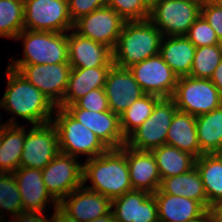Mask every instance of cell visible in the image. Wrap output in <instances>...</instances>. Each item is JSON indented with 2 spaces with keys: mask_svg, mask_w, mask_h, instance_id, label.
<instances>
[{
  "mask_svg": "<svg viewBox=\"0 0 222 222\" xmlns=\"http://www.w3.org/2000/svg\"><path fill=\"white\" fill-rule=\"evenodd\" d=\"M222 59V44L197 47L190 77L210 79Z\"/></svg>",
  "mask_w": 222,
  "mask_h": 222,
  "instance_id": "33",
  "label": "cell"
},
{
  "mask_svg": "<svg viewBox=\"0 0 222 222\" xmlns=\"http://www.w3.org/2000/svg\"><path fill=\"white\" fill-rule=\"evenodd\" d=\"M145 94L171 98L178 76L163 60L160 54L149 57L128 68Z\"/></svg>",
  "mask_w": 222,
  "mask_h": 222,
  "instance_id": "13",
  "label": "cell"
},
{
  "mask_svg": "<svg viewBox=\"0 0 222 222\" xmlns=\"http://www.w3.org/2000/svg\"><path fill=\"white\" fill-rule=\"evenodd\" d=\"M142 1L149 9H151L158 2V0H142Z\"/></svg>",
  "mask_w": 222,
  "mask_h": 222,
  "instance_id": "45",
  "label": "cell"
},
{
  "mask_svg": "<svg viewBox=\"0 0 222 222\" xmlns=\"http://www.w3.org/2000/svg\"><path fill=\"white\" fill-rule=\"evenodd\" d=\"M114 221V217H113V213L112 211L108 214H106L105 216L96 218L94 220H91L89 222H113Z\"/></svg>",
  "mask_w": 222,
  "mask_h": 222,
  "instance_id": "44",
  "label": "cell"
},
{
  "mask_svg": "<svg viewBox=\"0 0 222 222\" xmlns=\"http://www.w3.org/2000/svg\"><path fill=\"white\" fill-rule=\"evenodd\" d=\"M2 144V124L0 125V147Z\"/></svg>",
  "mask_w": 222,
  "mask_h": 222,
  "instance_id": "49",
  "label": "cell"
},
{
  "mask_svg": "<svg viewBox=\"0 0 222 222\" xmlns=\"http://www.w3.org/2000/svg\"><path fill=\"white\" fill-rule=\"evenodd\" d=\"M162 179L186 173L195 167L196 157L167 144L151 150Z\"/></svg>",
  "mask_w": 222,
  "mask_h": 222,
  "instance_id": "29",
  "label": "cell"
},
{
  "mask_svg": "<svg viewBox=\"0 0 222 222\" xmlns=\"http://www.w3.org/2000/svg\"><path fill=\"white\" fill-rule=\"evenodd\" d=\"M8 66L38 88L56 107L62 103L71 71L69 63Z\"/></svg>",
  "mask_w": 222,
  "mask_h": 222,
  "instance_id": "10",
  "label": "cell"
},
{
  "mask_svg": "<svg viewBox=\"0 0 222 222\" xmlns=\"http://www.w3.org/2000/svg\"><path fill=\"white\" fill-rule=\"evenodd\" d=\"M58 206L78 222H89L110 213L112 200L83 184L63 198Z\"/></svg>",
  "mask_w": 222,
  "mask_h": 222,
  "instance_id": "16",
  "label": "cell"
},
{
  "mask_svg": "<svg viewBox=\"0 0 222 222\" xmlns=\"http://www.w3.org/2000/svg\"><path fill=\"white\" fill-rule=\"evenodd\" d=\"M155 193L183 196L200 202L207 210L209 208L202 178L196 167L186 173L162 179Z\"/></svg>",
  "mask_w": 222,
  "mask_h": 222,
  "instance_id": "27",
  "label": "cell"
},
{
  "mask_svg": "<svg viewBox=\"0 0 222 222\" xmlns=\"http://www.w3.org/2000/svg\"><path fill=\"white\" fill-rule=\"evenodd\" d=\"M197 222H211V221H210V219L207 215L205 218H203V219H201L200 221H197Z\"/></svg>",
  "mask_w": 222,
  "mask_h": 222,
  "instance_id": "48",
  "label": "cell"
},
{
  "mask_svg": "<svg viewBox=\"0 0 222 222\" xmlns=\"http://www.w3.org/2000/svg\"><path fill=\"white\" fill-rule=\"evenodd\" d=\"M186 37L197 47L222 44L207 20L200 15L190 27Z\"/></svg>",
  "mask_w": 222,
  "mask_h": 222,
  "instance_id": "36",
  "label": "cell"
},
{
  "mask_svg": "<svg viewBox=\"0 0 222 222\" xmlns=\"http://www.w3.org/2000/svg\"><path fill=\"white\" fill-rule=\"evenodd\" d=\"M207 215L211 222H222V199L209 205Z\"/></svg>",
  "mask_w": 222,
  "mask_h": 222,
  "instance_id": "41",
  "label": "cell"
},
{
  "mask_svg": "<svg viewBox=\"0 0 222 222\" xmlns=\"http://www.w3.org/2000/svg\"><path fill=\"white\" fill-rule=\"evenodd\" d=\"M110 68H71L63 101L58 107L66 108L74 104L89 91L104 88Z\"/></svg>",
  "mask_w": 222,
  "mask_h": 222,
  "instance_id": "23",
  "label": "cell"
},
{
  "mask_svg": "<svg viewBox=\"0 0 222 222\" xmlns=\"http://www.w3.org/2000/svg\"><path fill=\"white\" fill-rule=\"evenodd\" d=\"M127 165L133 190L154 194L160 188L161 177L151 151H138L127 146Z\"/></svg>",
  "mask_w": 222,
  "mask_h": 222,
  "instance_id": "22",
  "label": "cell"
},
{
  "mask_svg": "<svg viewBox=\"0 0 222 222\" xmlns=\"http://www.w3.org/2000/svg\"><path fill=\"white\" fill-rule=\"evenodd\" d=\"M59 152L58 132L55 125L52 122L33 125L25 134L19 167L42 170Z\"/></svg>",
  "mask_w": 222,
  "mask_h": 222,
  "instance_id": "12",
  "label": "cell"
},
{
  "mask_svg": "<svg viewBox=\"0 0 222 222\" xmlns=\"http://www.w3.org/2000/svg\"><path fill=\"white\" fill-rule=\"evenodd\" d=\"M104 6L106 0H68L69 14L73 23Z\"/></svg>",
  "mask_w": 222,
  "mask_h": 222,
  "instance_id": "38",
  "label": "cell"
},
{
  "mask_svg": "<svg viewBox=\"0 0 222 222\" xmlns=\"http://www.w3.org/2000/svg\"><path fill=\"white\" fill-rule=\"evenodd\" d=\"M73 28L68 0H24V29L66 33Z\"/></svg>",
  "mask_w": 222,
  "mask_h": 222,
  "instance_id": "9",
  "label": "cell"
},
{
  "mask_svg": "<svg viewBox=\"0 0 222 222\" xmlns=\"http://www.w3.org/2000/svg\"><path fill=\"white\" fill-rule=\"evenodd\" d=\"M197 139L202 154L222 153V105L196 117Z\"/></svg>",
  "mask_w": 222,
  "mask_h": 222,
  "instance_id": "28",
  "label": "cell"
},
{
  "mask_svg": "<svg viewBox=\"0 0 222 222\" xmlns=\"http://www.w3.org/2000/svg\"><path fill=\"white\" fill-rule=\"evenodd\" d=\"M106 5L126 21L146 20L150 16V9L142 0H106Z\"/></svg>",
  "mask_w": 222,
  "mask_h": 222,
  "instance_id": "35",
  "label": "cell"
},
{
  "mask_svg": "<svg viewBox=\"0 0 222 222\" xmlns=\"http://www.w3.org/2000/svg\"><path fill=\"white\" fill-rule=\"evenodd\" d=\"M71 31L67 33L71 68L111 67L114 64L111 48L81 36L74 29Z\"/></svg>",
  "mask_w": 222,
  "mask_h": 222,
  "instance_id": "18",
  "label": "cell"
},
{
  "mask_svg": "<svg viewBox=\"0 0 222 222\" xmlns=\"http://www.w3.org/2000/svg\"><path fill=\"white\" fill-rule=\"evenodd\" d=\"M124 20L115 10L104 6L81 17L74 23V30L81 36L115 48Z\"/></svg>",
  "mask_w": 222,
  "mask_h": 222,
  "instance_id": "14",
  "label": "cell"
},
{
  "mask_svg": "<svg viewBox=\"0 0 222 222\" xmlns=\"http://www.w3.org/2000/svg\"><path fill=\"white\" fill-rule=\"evenodd\" d=\"M52 123L58 132L59 150L63 154L87 159L105 153L109 148L89 128L75 119L65 108L56 107ZM55 118V119H54Z\"/></svg>",
  "mask_w": 222,
  "mask_h": 222,
  "instance_id": "4",
  "label": "cell"
},
{
  "mask_svg": "<svg viewBox=\"0 0 222 222\" xmlns=\"http://www.w3.org/2000/svg\"><path fill=\"white\" fill-rule=\"evenodd\" d=\"M153 195L159 222H197L207 216V209L196 200L167 193Z\"/></svg>",
  "mask_w": 222,
  "mask_h": 222,
  "instance_id": "21",
  "label": "cell"
},
{
  "mask_svg": "<svg viewBox=\"0 0 222 222\" xmlns=\"http://www.w3.org/2000/svg\"><path fill=\"white\" fill-rule=\"evenodd\" d=\"M16 117L2 124V144L0 147V173H14L20 165L26 128L18 126Z\"/></svg>",
  "mask_w": 222,
  "mask_h": 222,
  "instance_id": "25",
  "label": "cell"
},
{
  "mask_svg": "<svg viewBox=\"0 0 222 222\" xmlns=\"http://www.w3.org/2000/svg\"><path fill=\"white\" fill-rule=\"evenodd\" d=\"M0 209V212L7 210L13 216L23 211L19 187L13 173H0ZM2 218L0 213V222H3Z\"/></svg>",
  "mask_w": 222,
  "mask_h": 222,
  "instance_id": "34",
  "label": "cell"
},
{
  "mask_svg": "<svg viewBox=\"0 0 222 222\" xmlns=\"http://www.w3.org/2000/svg\"><path fill=\"white\" fill-rule=\"evenodd\" d=\"M166 144L200 157L196 117L177 110L168 129Z\"/></svg>",
  "mask_w": 222,
  "mask_h": 222,
  "instance_id": "26",
  "label": "cell"
},
{
  "mask_svg": "<svg viewBox=\"0 0 222 222\" xmlns=\"http://www.w3.org/2000/svg\"><path fill=\"white\" fill-rule=\"evenodd\" d=\"M178 110L195 117L222 105V94L210 79L179 77L171 97Z\"/></svg>",
  "mask_w": 222,
  "mask_h": 222,
  "instance_id": "6",
  "label": "cell"
},
{
  "mask_svg": "<svg viewBox=\"0 0 222 222\" xmlns=\"http://www.w3.org/2000/svg\"><path fill=\"white\" fill-rule=\"evenodd\" d=\"M65 109H86L94 112L110 110L104 88L89 91L74 104L67 106Z\"/></svg>",
  "mask_w": 222,
  "mask_h": 222,
  "instance_id": "37",
  "label": "cell"
},
{
  "mask_svg": "<svg viewBox=\"0 0 222 222\" xmlns=\"http://www.w3.org/2000/svg\"><path fill=\"white\" fill-rule=\"evenodd\" d=\"M76 159L77 157L59 152L41 170L47 191L58 203L83 185V164Z\"/></svg>",
  "mask_w": 222,
  "mask_h": 222,
  "instance_id": "11",
  "label": "cell"
},
{
  "mask_svg": "<svg viewBox=\"0 0 222 222\" xmlns=\"http://www.w3.org/2000/svg\"><path fill=\"white\" fill-rule=\"evenodd\" d=\"M104 90L110 110L119 116L145 94L128 68L114 64L108 71Z\"/></svg>",
  "mask_w": 222,
  "mask_h": 222,
  "instance_id": "15",
  "label": "cell"
},
{
  "mask_svg": "<svg viewBox=\"0 0 222 222\" xmlns=\"http://www.w3.org/2000/svg\"><path fill=\"white\" fill-rule=\"evenodd\" d=\"M196 47L186 36L162 38L159 54L179 77L190 76Z\"/></svg>",
  "mask_w": 222,
  "mask_h": 222,
  "instance_id": "24",
  "label": "cell"
},
{
  "mask_svg": "<svg viewBox=\"0 0 222 222\" xmlns=\"http://www.w3.org/2000/svg\"><path fill=\"white\" fill-rule=\"evenodd\" d=\"M13 175L17 181L23 211L46 212V205L58 202L47 191L43 182V174L40 169L19 167Z\"/></svg>",
  "mask_w": 222,
  "mask_h": 222,
  "instance_id": "20",
  "label": "cell"
},
{
  "mask_svg": "<svg viewBox=\"0 0 222 222\" xmlns=\"http://www.w3.org/2000/svg\"><path fill=\"white\" fill-rule=\"evenodd\" d=\"M201 15L207 20L222 42V9L213 2L204 3L201 6Z\"/></svg>",
  "mask_w": 222,
  "mask_h": 222,
  "instance_id": "39",
  "label": "cell"
},
{
  "mask_svg": "<svg viewBox=\"0 0 222 222\" xmlns=\"http://www.w3.org/2000/svg\"><path fill=\"white\" fill-rule=\"evenodd\" d=\"M19 39H23L24 57L8 64L69 63L67 33L23 29L15 40Z\"/></svg>",
  "mask_w": 222,
  "mask_h": 222,
  "instance_id": "5",
  "label": "cell"
},
{
  "mask_svg": "<svg viewBox=\"0 0 222 222\" xmlns=\"http://www.w3.org/2000/svg\"><path fill=\"white\" fill-rule=\"evenodd\" d=\"M52 214V222H78L76 219L65 213L59 206L55 207Z\"/></svg>",
  "mask_w": 222,
  "mask_h": 222,
  "instance_id": "42",
  "label": "cell"
},
{
  "mask_svg": "<svg viewBox=\"0 0 222 222\" xmlns=\"http://www.w3.org/2000/svg\"><path fill=\"white\" fill-rule=\"evenodd\" d=\"M66 110L99 137L109 149H119L126 143L120 126V116L111 110L102 112L86 109Z\"/></svg>",
  "mask_w": 222,
  "mask_h": 222,
  "instance_id": "19",
  "label": "cell"
},
{
  "mask_svg": "<svg viewBox=\"0 0 222 222\" xmlns=\"http://www.w3.org/2000/svg\"><path fill=\"white\" fill-rule=\"evenodd\" d=\"M91 180L86 188L113 200L132 191L127 165V146L109 149L97 157L87 159L83 164V184Z\"/></svg>",
  "mask_w": 222,
  "mask_h": 222,
  "instance_id": "2",
  "label": "cell"
},
{
  "mask_svg": "<svg viewBox=\"0 0 222 222\" xmlns=\"http://www.w3.org/2000/svg\"><path fill=\"white\" fill-rule=\"evenodd\" d=\"M213 3L222 9V0H215Z\"/></svg>",
  "mask_w": 222,
  "mask_h": 222,
  "instance_id": "47",
  "label": "cell"
},
{
  "mask_svg": "<svg viewBox=\"0 0 222 222\" xmlns=\"http://www.w3.org/2000/svg\"><path fill=\"white\" fill-rule=\"evenodd\" d=\"M163 35L149 20L126 21L113 52L114 65L122 68L159 54Z\"/></svg>",
  "mask_w": 222,
  "mask_h": 222,
  "instance_id": "3",
  "label": "cell"
},
{
  "mask_svg": "<svg viewBox=\"0 0 222 222\" xmlns=\"http://www.w3.org/2000/svg\"><path fill=\"white\" fill-rule=\"evenodd\" d=\"M44 212L22 211L12 216L11 222H52V217H44Z\"/></svg>",
  "mask_w": 222,
  "mask_h": 222,
  "instance_id": "40",
  "label": "cell"
},
{
  "mask_svg": "<svg viewBox=\"0 0 222 222\" xmlns=\"http://www.w3.org/2000/svg\"><path fill=\"white\" fill-rule=\"evenodd\" d=\"M177 110L172 98H161L149 118L126 138L125 145L138 151H151L165 145L169 126Z\"/></svg>",
  "mask_w": 222,
  "mask_h": 222,
  "instance_id": "7",
  "label": "cell"
},
{
  "mask_svg": "<svg viewBox=\"0 0 222 222\" xmlns=\"http://www.w3.org/2000/svg\"><path fill=\"white\" fill-rule=\"evenodd\" d=\"M201 6L195 0H158L150 9L149 20L165 36H186L201 15Z\"/></svg>",
  "mask_w": 222,
  "mask_h": 222,
  "instance_id": "8",
  "label": "cell"
},
{
  "mask_svg": "<svg viewBox=\"0 0 222 222\" xmlns=\"http://www.w3.org/2000/svg\"><path fill=\"white\" fill-rule=\"evenodd\" d=\"M160 99L157 95L144 94L120 115V126L125 138L149 118Z\"/></svg>",
  "mask_w": 222,
  "mask_h": 222,
  "instance_id": "31",
  "label": "cell"
},
{
  "mask_svg": "<svg viewBox=\"0 0 222 222\" xmlns=\"http://www.w3.org/2000/svg\"><path fill=\"white\" fill-rule=\"evenodd\" d=\"M210 80L222 94V59L216 67L215 71L213 72V75Z\"/></svg>",
  "mask_w": 222,
  "mask_h": 222,
  "instance_id": "43",
  "label": "cell"
},
{
  "mask_svg": "<svg viewBox=\"0 0 222 222\" xmlns=\"http://www.w3.org/2000/svg\"><path fill=\"white\" fill-rule=\"evenodd\" d=\"M6 76L7 89L0 99V107L32 125L52 122L56 106L49 98L9 66Z\"/></svg>",
  "mask_w": 222,
  "mask_h": 222,
  "instance_id": "1",
  "label": "cell"
},
{
  "mask_svg": "<svg viewBox=\"0 0 222 222\" xmlns=\"http://www.w3.org/2000/svg\"><path fill=\"white\" fill-rule=\"evenodd\" d=\"M195 1L199 2L200 4H204V3H212L215 0H195Z\"/></svg>",
  "mask_w": 222,
  "mask_h": 222,
  "instance_id": "46",
  "label": "cell"
},
{
  "mask_svg": "<svg viewBox=\"0 0 222 222\" xmlns=\"http://www.w3.org/2000/svg\"><path fill=\"white\" fill-rule=\"evenodd\" d=\"M209 205L222 199V153L202 154L196 158Z\"/></svg>",
  "mask_w": 222,
  "mask_h": 222,
  "instance_id": "30",
  "label": "cell"
},
{
  "mask_svg": "<svg viewBox=\"0 0 222 222\" xmlns=\"http://www.w3.org/2000/svg\"><path fill=\"white\" fill-rule=\"evenodd\" d=\"M24 29V0H0V36L16 39Z\"/></svg>",
  "mask_w": 222,
  "mask_h": 222,
  "instance_id": "32",
  "label": "cell"
},
{
  "mask_svg": "<svg viewBox=\"0 0 222 222\" xmlns=\"http://www.w3.org/2000/svg\"><path fill=\"white\" fill-rule=\"evenodd\" d=\"M114 220L117 222H159L157 202L153 194L132 190L112 200Z\"/></svg>",
  "mask_w": 222,
  "mask_h": 222,
  "instance_id": "17",
  "label": "cell"
}]
</instances>
